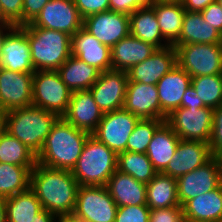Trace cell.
Segmentation results:
<instances>
[{
    "mask_svg": "<svg viewBox=\"0 0 222 222\" xmlns=\"http://www.w3.org/2000/svg\"><path fill=\"white\" fill-rule=\"evenodd\" d=\"M156 47L129 34L111 48L112 69L128 71L150 57Z\"/></svg>",
    "mask_w": 222,
    "mask_h": 222,
    "instance_id": "23",
    "label": "cell"
},
{
    "mask_svg": "<svg viewBox=\"0 0 222 222\" xmlns=\"http://www.w3.org/2000/svg\"><path fill=\"white\" fill-rule=\"evenodd\" d=\"M179 141V136L166 122L154 133L146 155L158 173H161L172 160Z\"/></svg>",
    "mask_w": 222,
    "mask_h": 222,
    "instance_id": "28",
    "label": "cell"
},
{
    "mask_svg": "<svg viewBox=\"0 0 222 222\" xmlns=\"http://www.w3.org/2000/svg\"><path fill=\"white\" fill-rule=\"evenodd\" d=\"M34 73H21L0 67V107L6 112L32 105Z\"/></svg>",
    "mask_w": 222,
    "mask_h": 222,
    "instance_id": "14",
    "label": "cell"
},
{
    "mask_svg": "<svg viewBox=\"0 0 222 222\" xmlns=\"http://www.w3.org/2000/svg\"><path fill=\"white\" fill-rule=\"evenodd\" d=\"M89 136V133L59 117L36 156L37 163L53 169L72 171Z\"/></svg>",
    "mask_w": 222,
    "mask_h": 222,
    "instance_id": "2",
    "label": "cell"
},
{
    "mask_svg": "<svg viewBox=\"0 0 222 222\" xmlns=\"http://www.w3.org/2000/svg\"><path fill=\"white\" fill-rule=\"evenodd\" d=\"M150 209L146 205L118 207L114 222H149Z\"/></svg>",
    "mask_w": 222,
    "mask_h": 222,
    "instance_id": "38",
    "label": "cell"
},
{
    "mask_svg": "<svg viewBox=\"0 0 222 222\" xmlns=\"http://www.w3.org/2000/svg\"><path fill=\"white\" fill-rule=\"evenodd\" d=\"M0 162L34 168L36 155L8 132L0 133Z\"/></svg>",
    "mask_w": 222,
    "mask_h": 222,
    "instance_id": "35",
    "label": "cell"
},
{
    "mask_svg": "<svg viewBox=\"0 0 222 222\" xmlns=\"http://www.w3.org/2000/svg\"><path fill=\"white\" fill-rule=\"evenodd\" d=\"M82 19L110 10L109 0H73Z\"/></svg>",
    "mask_w": 222,
    "mask_h": 222,
    "instance_id": "42",
    "label": "cell"
},
{
    "mask_svg": "<svg viewBox=\"0 0 222 222\" xmlns=\"http://www.w3.org/2000/svg\"><path fill=\"white\" fill-rule=\"evenodd\" d=\"M72 92L62 81L57 70L35 71L33 76L32 105L56 113L66 112Z\"/></svg>",
    "mask_w": 222,
    "mask_h": 222,
    "instance_id": "6",
    "label": "cell"
},
{
    "mask_svg": "<svg viewBox=\"0 0 222 222\" xmlns=\"http://www.w3.org/2000/svg\"><path fill=\"white\" fill-rule=\"evenodd\" d=\"M185 11L201 12L209 4L216 2L217 0H180Z\"/></svg>",
    "mask_w": 222,
    "mask_h": 222,
    "instance_id": "47",
    "label": "cell"
},
{
    "mask_svg": "<svg viewBox=\"0 0 222 222\" xmlns=\"http://www.w3.org/2000/svg\"><path fill=\"white\" fill-rule=\"evenodd\" d=\"M176 64L177 53L172 45L159 48L150 57L132 66L127 71L128 80L147 85H156Z\"/></svg>",
    "mask_w": 222,
    "mask_h": 222,
    "instance_id": "19",
    "label": "cell"
},
{
    "mask_svg": "<svg viewBox=\"0 0 222 222\" xmlns=\"http://www.w3.org/2000/svg\"><path fill=\"white\" fill-rule=\"evenodd\" d=\"M6 222H30L43 210L35 193L28 190L5 198Z\"/></svg>",
    "mask_w": 222,
    "mask_h": 222,
    "instance_id": "32",
    "label": "cell"
},
{
    "mask_svg": "<svg viewBox=\"0 0 222 222\" xmlns=\"http://www.w3.org/2000/svg\"><path fill=\"white\" fill-rule=\"evenodd\" d=\"M15 27L13 24H0V57L7 34Z\"/></svg>",
    "mask_w": 222,
    "mask_h": 222,
    "instance_id": "49",
    "label": "cell"
},
{
    "mask_svg": "<svg viewBox=\"0 0 222 222\" xmlns=\"http://www.w3.org/2000/svg\"><path fill=\"white\" fill-rule=\"evenodd\" d=\"M104 113L101 111L89 90L74 91L62 118L74 127L92 135Z\"/></svg>",
    "mask_w": 222,
    "mask_h": 222,
    "instance_id": "17",
    "label": "cell"
},
{
    "mask_svg": "<svg viewBox=\"0 0 222 222\" xmlns=\"http://www.w3.org/2000/svg\"><path fill=\"white\" fill-rule=\"evenodd\" d=\"M213 109L210 107L185 108L173 110L166 123L182 140L208 143L211 137Z\"/></svg>",
    "mask_w": 222,
    "mask_h": 222,
    "instance_id": "9",
    "label": "cell"
},
{
    "mask_svg": "<svg viewBox=\"0 0 222 222\" xmlns=\"http://www.w3.org/2000/svg\"><path fill=\"white\" fill-rule=\"evenodd\" d=\"M57 71L71 92L89 90L101 74L96 67L72 55Z\"/></svg>",
    "mask_w": 222,
    "mask_h": 222,
    "instance_id": "30",
    "label": "cell"
},
{
    "mask_svg": "<svg viewBox=\"0 0 222 222\" xmlns=\"http://www.w3.org/2000/svg\"><path fill=\"white\" fill-rule=\"evenodd\" d=\"M130 34L155 46L157 49L171 45L163 36L151 5L140 7L129 15Z\"/></svg>",
    "mask_w": 222,
    "mask_h": 222,
    "instance_id": "26",
    "label": "cell"
},
{
    "mask_svg": "<svg viewBox=\"0 0 222 222\" xmlns=\"http://www.w3.org/2000/svg\"><path fill=\"white\" fill-rule=\"evenodd\" d=\"M208 144L212 157L222 153V105L213 109L212 131Z\"/></svg>",
    "mask_w": 222,
    "mask_h": 222,
    "instance_id": "39",
    "label": "cell"
},
{
    "mask_svg": "<svg viewBox=\"0 0 222 222\" xmlns=\"http://www.w3.org/2000/svg\"><path fill=\"white\" fill-rule=\"evenodd\" d=\"M105 187L118 207L146 205V184L116 170Z\"/></svg>",
    "mask_w": 222,
    "mask_h": 222,
    "instance_id": "24",
    "label": "cell"
},
{
    "mask_svg": "<svg viewBox=\"0 0 222 222\" xmlns=\"http://www.w3.org/2000/svg\"><path fill=\"white\" fill-rule=\"evenodd\" d=\"M0 67L21 73H34L28 41V30L15 26L6 36L0 57Z\"/></svg>",
    "mask_w": 222,
    "mask_h": 222,
    "instance_id": "16",
    "label": "cell"
},
{
    "mask_svg": "<svg viewBox=\"0 0 222 222\" xmlns=\"http://www.w3.org/2000/svg\"><path fill=\"white\" fill-rule=\"evenodd\" d=\"M219 165H220V171H221V177H222V153L219 154L217 157Z\"/></svg>",
    "mask_w": 222,
    "mask_h": 222,
    "instance_id": "54",
    "label": "cell"
},
{
    "mask_svg": "<svg viewBox=\"0 0 222 222\" xmlns=\"http://www.w3.org/2000/svg\"><path fill=\"white\" fill-rule=\"evenodd\" d=\"M6 111L0 107V133L5 131V124H6Z\"/></svg>",
    "mask_w": 222,
    "mask_h": 222,
    "instance_id": "51",
    "label": "cell"
},
{
    "mask_svg": "<svg viewBox=\"0 0 222 222\" xmlns=\"http://www.w3.org/2000/svg\"><path fill=\"white\" fill-rule=\"evenodd\" d=\"M222 183L218 159L212 157L203 166L177 179V196L183 206L188 200L216 189Z\"/></svg>",
    "mask_w": 222,
    "mask_h": 222,
    "instance_id": "13",
    "label": "cell"
},
{
    "mask_svg": "<svg viewBox=\"0 0 222 222\" xmlns=\"http://www.w3.org/2000/svg\"><path fill=\"white\" fill-rule=\"evenodd\" d=\"M71 55L101 72L112 69L111 48L103 45L84 27L71 36Z\"/></svg>",
    "mask_w": 222,
    "mask_h": 222,
    "instance_id": "22",
    "label": "cell"
},
{
    "mask_svg": "<svg viewBox=\"0 0 222 222\" xmlns=\"http://www.w3.org/2000/svg\"><path fill=\"white\" fill-rule=\"evenodd\" d=\"M217 2L220 4V6L222 7V0H217Z\"/></svg>",
    "mask_w": 222,
    "mask_h": 222,
    "instance_id": "56",
    "label": "cell"
},
{
    "mask_svg": "<svg viewBox=\"0 0 222 222\" xmlns=\"http://www.w3.org/2000/svg\"><path fill=\"white\" fill-rule=\"evenodd\" d=\"M222 44V34L200 12L185 11L179 38L172 45Z\"/></svg>",
    "mask_w": 222,
    "mask_h": 222,
    "instance_id": "25",
    "label": "cell"
},
{
    "mask_svg": "<svg viewBox=\"0 0 222 222\" xmlns=\"http://www.w3.org/2000/svg\"><path fill=\"white\" fill-rule=\"evenodd\" d=\"M140 119L124 107L105 113L92 134L117 155L126 151V144Z\"/></svg>",
    "mask_w": 222,
    "mask_h": 222,
    "instance_id": "10",
    "label": "cell"
},
{
    "mask_svg": "<svg viewBox=\"0 0 222 222\" xmlns=\"http://www.w3.org/2000/svg\"><path fill=\"white\" fill-rule=\"evenodd\" d=\"M191 85L206 107L222 105V74L191 77Z\"/></svg>",
    "mask_w": 222,
    "mask_h": 222,
    "instance_id": "36",
    "label": "cell"
},
{
    "mask_svg": "<svg viewBox=\"0 0 222 222\" xmlns=\"http://www.w3.org/2000/svg\"><path fill=\"white\" fill-rule=\"evenodd\" d=\"M205 21L222 34V7L216 1L200 12Z\"/></svg>",
    "mask_w": 222,
    "mask_h": 222,
    "instance_id": "44",
    "label": "cell"
},
{
    "mask_svg": "<svg viewBox=\"0 0 222 222\" xmlns=\"http://www.w3.org/2000/svg\"><path fill=\"white\" fill-rule=\"evenodd\" d=\"M153 0H109L110 11L130 15L140 7L150 5Z\"/></svg>",
    "mask_w": 222,
    "mask_h": 222,
    "instance_id": "43",
    "label": "cell"
},
{
    "mask_svg": "<svg viewBox=\"0 0 222 222\" xmlns=\"http://www.w3.org/2000/svg\"><path fill=\"white\" fill-rule=\"evenodd\" d=\"M177 64L191 77L222 74V44L172 45Z\"/></svg>",
    "mask_w": 222,
    "mask_h": 222,
    "instance_id": "8",
    "label": "cell"
},
{
    "mask_svg": "<svg viewBox=\"0 0 222 222\" xmlns=\"http://www.w3.org/2000/svg\"><path fill=\"white\" fill-rule=\"evenodd\" d=\"M165 122L161 119H140L126 144V151L146 153L156 130Z\"/></svg>",
    "mask_w": 222,
    "mask_h": 222,
    "instance_id": "37",
    "label": "cell"
},
{
    "mask_svg": "<svg viewBox=\"0 0 222 222\" xmlns=\"http://www.w3.org/2000/svg\"><path fill=\"white\" fill-rule=\"evenodd\" d=\"M182 206L150 210L149 222H183Z\"/></svg>",
    "mask_w": 222,
    "mask_h": 222,
    "instance_id": "40",
    "label": "cell"
},
{
    "mask_svg": "<svg viewBox=\"0 0 222 222\" xmlns=\"http://www.w3.org/2000/svg\"><path fill=\"white\" fill-rule=\"evenodd\" d=\"M0 222H6L5 199L0 197Z\"/></svg>",
    "mask_w": 222,
    "mask_h": 222,
    "instance_id": "50",
    "label": "cell"
},
{
    "mask_svg": "<svg viewBox=\"0 0 222 222\" xmlns=\"http://www.w3.org/2000/svg\"><path fill=\"white\" fill-rule=\"evenodd\" d=\"M83 27L103 45L112 48L130 34L129 15L110 10L100 12L83 19Z\"/></svg>",
    "mask_w": 222,
    "mask_h": 222,
    "instance_id": "15",
    "label": "cell"
},
{
    "mask_svg": "<svg viewBox=\"0 0 222 222\" xmlns=\"http://www.w3.org/2000/svg\"><path fill=\"white\" fill-rule=\"evenodd\" d=\"M33 168L0 162V197L8 198L30 188Z\"/></svg>",
    "mask_w": 222,
    "mask_h": 222,
    "instance_id": "33",
    "label": "cell"
},
{
    "mask_svg": "<svg viewBox=\"0 0 222 222\" xmlns=\"http://www.w3.org/2000/svg\"><path fill=\"white\" fill-rule=\"evenodd\" d=\"M183 222H205V221H194V220H190V219H184Z\"/></svg>",
    "mask_w": 222,
    "mask_h": 222,
    "instance_id": "55",
    "label": "cell"
},
{
    "mask_svg": "<svg viewBox=\"0 0 222 222\" xmlns=\"http://www.w3.org/2000/svg\"><path fill=\"white\" fill-rule=\"evenodd\" d=\"M57 216L47 210L43 209L30 222H56Z\"/></svg>",
    "mask_w": 222,
    "mask_h": 222,
    "instance_id": "48",
    "label": "cell"
},
{
    "mask_svg": "<svg viewBox=\"0 0 222 222\" xmlns=\"http://www.w3.org/2000/svg\"><path fill=\"white\" fill-rule=\"evenodd\" d=\"M182 208L185 219L222 222V183L216 189L188 200Z\"/></svg>",
    "mask_w": 222,
    "mask_h": 222,
    "instance_id": "27",
    "label": "cell"
},
{
    "mask_svg": "<svg viewBox=\"0 0 222 222\" xmlns=\"http://www.w3.org/2000/svg\"><path fill=\"white\" fill-rule=\"evenodd\" d=\"M49 0H23V25L32 22Z\"/></svg>",
    "mask_w": 222,
    "mask_h": 222,
    "instance_id": "45",
    "label": "cell"
},
{
    "mask_svg": "<svg viewBox=\"0 0 222 222\" xmlns=\"http://www.w3.org/2000/svg\"><path fill=\"white\" fill-rule=\"evenodd\" d=\"M28 30V41L35 71L58 70L71 56V36L56 30L23 25Z\"/></svg>",
    "mask_w": 222,
    "mask_h": 222,
    "instance_id": "4",
    "label": "cell"
},
{
    "mask_svg": "<svg viewBox=\"0 0 222 222\" xmlns=\"http://www.w3.org/2000/svg\"><path fill=\"white\" fill-rule=\"evenodd\" d=\"M117 170L131 175L135 180L148 184L158 173L146 153L124 151L118 154Z\"/></svg>",
    "mask_w": 222,
    "mask_h": 222,
    "instance_id": "34",
    "label": "cell"
},
{
    "mask_svg": "<svg viewBox=\"0 0 222 222\" xmlns=\"http://www.w3.org/2000/svg\"><path fill=\"white\" fill-rule=\"evenodd\" d=\"M117 209L105 186H79L71 216L82 222H114Z\"/></svg>",
    "mask_w": 222,
    "mask_h": 222,
    "instance_id": "7",
    "label": "cell"
},
{
    "mask_svg": "<svg viewBox=\"0 0 222 222\" xmlns=\"http://www.w3.org/2000/svg\"><path fill=\"white\" fill-rule=\"evenodd\" d=\"M4 17L15 26L23 25V0H0Z\"/></svg>",
    "mask_w": 222,
    "mask_h": 222,
    "instance_id": "41",
    "label": "cell"
},
{
    "mask_svg": "<svg viewBox=\"0 0 222 222\" xmlns=\"http://www.w3.org/2000/svg\"><path fill=\"white\" fill-rule=\"evenodd\" d=\"M211 158L208 143L180 139L172 160L161 173L178 179L203 166Z\"/></svg>",
    "mask_w": 222,
    "mask_h": 222,
    "instance_id": "18",
    "label": "cell"
},
{
    "mask_svg": "<svg viewBox=\"0 0 222 222\" xmlns=\"http://www.w3.org/2000/svg\"><path fill=\"white\" fill-rule=\"evenodd\" d=\"M58 118L56 113L33 105L17 108L6 113L5 131L37 156Z\"/></svg>",
    "mask_w": 222,
    "mask_h": 222,
    "instance_id": "3",
    "label": "cell"
},
{
    "mask_svg": "<svg viewBox=\"0 0 222 222\" xmlns=\"http://www.w3.org/2000/svg\"><path fill=\"white\" fill-rule=\"evenodd\" d=\"M128 81L127 71L109 69L101 72L89 91L104 114L124 107Z\"/></svg>",
    "mask_w": 222,
    "mask_h": 222,
    "instance_id": "12",
    "label": "cell"
},
{
    "mask_svg": "<svg viewBox=\"0 0 222 222\" xmlns=\"http://www.w3.org/2000/svg\"><path fill=\"white\" fill-rule=\"evenodd\" d=\"M0 24H11V23L4 17L1 4H0Z\"/></svg>",
    "mask_w": 222,
    "mask_h": 222,
    "instance_id": "53",
    "label": "cell"
},
{
    "mask_svg": "<svg viewBox=\"0 0 222 222\" xmlns=\"http://www.w3.org/2000/svg\"><path fill=\"white\" fill-rule=\"evenodd\" d=\"M181 107H185V108H202V107H206L201 98L198 96V94L196 93V90L192 87V85H190L181 100Z\"/></svg>",
    "mask_w": 222,
    "mask_h": 222,
    "instance_id": "46",
    "label": "cell"
},
{
    "mask_svg": "<svg viewBox=\"0 0 222 222\" xmlns=\"http://www.w3.org/2000/svg\"><path fill=\"white\" fill-rule=\"evenodd\" d=\"M79 184L69 170L53 169L36 163L30 175V189L42 208L60 216H71Z\"/></svg>",
    "mask_w": 222,
    "mask_h": 222,
    "instance_id": "1",
    "label": "cell"
},
{
    "mask_svg": "<svg viewBox=\"0 0 222 222\" xmlns=\"http://www.w3.org/2000/svg\"><path fill=\"white\" fill-rule=\"evenodd\" d=\"M146 204L150 210L181 206L177 196V179L157 173L146 184Z\"/></svg>",
    "mask_w": 222,
    "mask_h": 222,
    "instance_id": "31",
    "label": "cell"
},
{
    "mask_svg": "<svg viewBox=\"0 0 222 222\" xmlns=\"http://www.w3.org/2000/svg\"><path fill=\"white\" fill-rule=\"evenodd\" d=\"M124 108L139 119H161L156 85L128 81Z\"/></svg>",
    "mask_w": 222,
    "mask_h": 222,
    "instance_id": "21",
    "label": "cell"
},
{
    "mask_svg": "<svg viewBox=\"0 0 222 222\" xmlns=\"http://www.w3.org/2000/svg\"><path fill=\"white\" fill-rule=\"evenodd\" d=\"M56 222H82V221L74 219L72 216H60L57 217Z\"/></svg>",
    "mask_w": 222,
    "mask_h": 222,
    "instance_id": "52",
    "label": "cell"
},
{
    "mask_svg": "<svg viewBox=\"0 0 222 222\" xmlns=\"http://www.w3.org/2000/svg\"><path fill=\"white\" fill-rule=\"evenodd\" d=\"M162 36L172 45L181 34L185 9L180 0H153Z\"/></svg>",
    "mask_w": 222,
    "mask_h": 222,
    "instance_id": "29",
    "label": "cell"
},
{
    "mask_svg": "<svg viewBox=\"0 0 222 222\" xmlns=\"http://www.w3.org/2000/svg\"><path fill=\"white\" fill-rule=\"evenodd\" d=\"M117 160L115 152L90 135L71 172L79 186H105L117 170Z\"/></svg>",
    "mask_w": 222,
    "mask_h": 222,
    "instance_id": "5",
    "label": "cell"
},
{
    "mask_svg": "<svg viewBox=\"0 0 222 222\" xmlns=\"http://www.w3.org/2000/svg\"><path fill=\"white\" fill-rule=\"evenodd\" d=\"M191 85V76L178 64L166 73L156 84L161 107V120L181 107L186 89Z\"/></svg>",
    "mask_w": 222,
    "mask_h": 222,
    "instance_id": "20",
    "label": "cell"
},
{
    "mask_svg": "<svg viewBox=\"0 0 222 222\" xmlns=\"http://www.w3.org/2000/svg\"><path fill=\"white\" fill-rule=\"evenodd\" d=\"M31 23L70 36L83 27V19L73 0H49Z\"/></svg>",
    "mask_w": 222,
    "mask_h": 222,
    "instance_id": "11",
    "label": "cell"
}]
</instances>
